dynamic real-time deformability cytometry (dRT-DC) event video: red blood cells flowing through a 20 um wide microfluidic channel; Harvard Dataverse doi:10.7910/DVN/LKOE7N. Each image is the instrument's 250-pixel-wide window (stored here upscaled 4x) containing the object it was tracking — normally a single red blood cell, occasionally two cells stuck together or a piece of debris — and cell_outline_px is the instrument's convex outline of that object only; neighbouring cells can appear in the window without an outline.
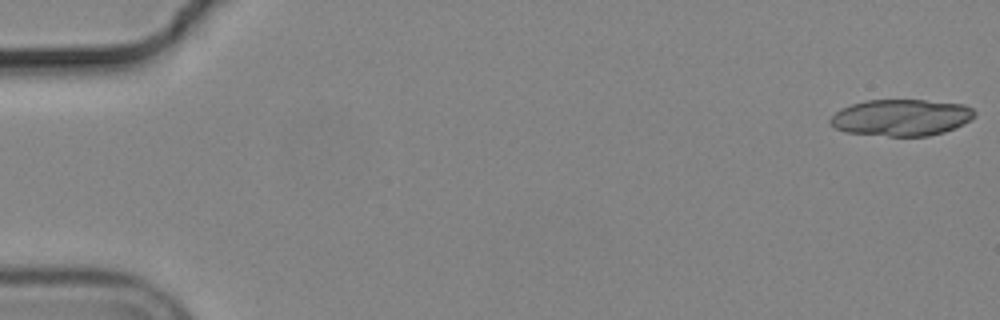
{"species": "common noctule bat (a hibernating species)", "species_latin": "Nyctalus noctula", "temperature_condition": "cold", "stored_images_in_passage": 57, "segment_of_instrument_passage": [1, 2], "camera_frame_rate_fps": 3000, "um_per_image_px": 0.085, "animal": {"sex": "male", "body_mass_g": 19.2, "forearm_length_mm": 51.8}, "frame": {"image": 1, "passage_image": 1, "time_ms": 0.0, "image_size_px": [1000, 320], "cell_outline_px": [[976, 116], [972, 120], [956, 128], [944, 132], [928, 136], [888, 136], [844, 132], [836, 128], [828, 120], [840, 108], [864, 100], [924, 100], [964, 104], [972, 108], [976, 112]], "centroid_in_image_um": [76.64, 9.99], "position_along_channel_um": 8.4, "area_um2": 31.04}}